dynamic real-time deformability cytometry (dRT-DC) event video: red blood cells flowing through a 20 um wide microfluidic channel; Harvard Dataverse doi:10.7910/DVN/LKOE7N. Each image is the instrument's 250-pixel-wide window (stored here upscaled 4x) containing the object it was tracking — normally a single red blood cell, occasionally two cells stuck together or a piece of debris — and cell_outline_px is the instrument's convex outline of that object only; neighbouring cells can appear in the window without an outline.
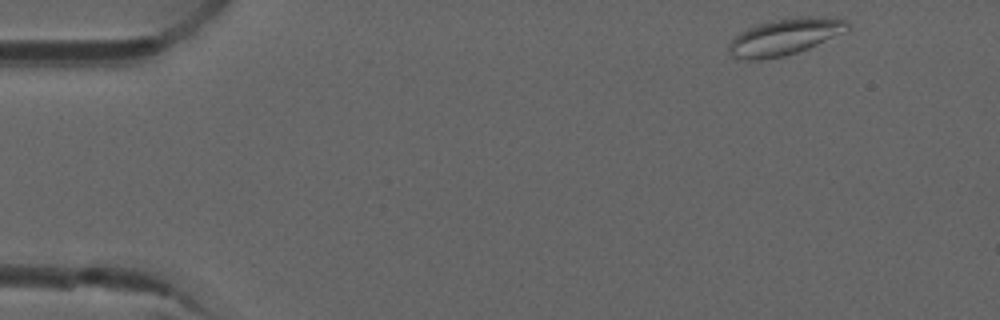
{"species": "common noctule bat (a hibernating species)", "species_latin": "Nyctalus noctula", "temperature_condition": "room temperature", "stored_images_in_passage": 3, "camera_frame_rate_fps": 3000, "um_per_image_px": 0.085, "animal": {"sex": "male", "forearm_length_mm": 52.5}, "frame": {"image": 1, "passage_image": 1, "time_ms": 0.0, "image_size_px": [1000, 320], "cell_outline_px": [[852, 24], [844, 32], [808, 48], [784, 56], [760, 60], [744, 60], [732, 56], [728, 52], [728, 44], [740, 32], [756, 24], [772, 20], [800, 16], [824, 16], [848, 20]], "centroid_in_image_um": [66.71, 3.11], "position_along_channel_um": 18.3, "area_um2": 25.37}}